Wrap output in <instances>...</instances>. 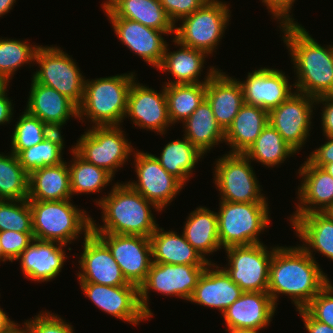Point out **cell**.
I'll use <instances>...</instances> for the list:
<instances>
[{
    "mask_svg": "<svg viewBox=\"0 0 333 333\" xmlns=\"http://www.w3.org/2000/svg\"><path fill=\"white\" fill-rule=\"evenodd\" d=\"M202 157L204 154L186 137H183V140L176 139L167 143L160 156H156L161 166L184 186Z\"/></svg>",
    "mask_w": 333,
    "mask_h": 333,
    "instance_id": "obj_35",
    "label": "cell"
},
{
    "mask_svg": "<svg viewBox=\"0 0 333 333\" xmlns=\"http://www.w3.org/2000/svg\"><path fill=\"white\" fill-rule=\"evenodd\" d=\"M68 162L32 171L28 180V200L57 201L72 198Z\"/></svg>",
    "mask_w": 333,
    "mask_h": 333,
    "instance_id": "obj_31",
    "label": "cell"
},
{
    "mask_svg": "<svg viewBox=\"0 0 333 333\" xmlns=\"http://www.w3.org/2000/svg\"><path fill=\"white\" fill-rule=\"evenodd\" d=\"M324 105L321 113V126L325 136H333V95L316 98V104Z\"/></svg>",
    "mask_w": 333,
    "mask_h": 333,
    "instance_id": "obj_50",
    "label": "cell"
},
{
    "mask_svg": "<svg viewBox=\"0 0 333 333\" xmlns=\"http://www.w3.org/2000/svg\"><path fill=\"white\" fill-rule=\"evenodd\" d=\"M110 193L101 197L96 204L103 213V226L91 219L92 233L141 235L150 238L159 226L151 208L160 211L143 195L133 190L126 182L116 183Z\"/></svg>",
    "mask_w": 333,
    "mask_h": 333,
    "instance_id": "obj_3",
    "label": "cell"
},
{
    "mask_svg": "<svg viewBox=\"0 0 333 333\" xmlns=\"http://www.w3.org/2000/svg\"><path fill=\"white\" fill-rule=\"evenodd\" d=\"M303 319L308 333H333V327L315 320L305 309L296 310Z\"/></svg>",
    "mask_w": 333,
    "mask_h": 333,
    "instance_id": "obj_51",
    "label": "cell"
},
{
    "mask_svg": "<svg viewBox=\"0 0 333 333\" xmlns=\"http://www.w3.org/2000/svg\"><path fill=\"white\" fill-rule=\"evenodd\" d=\"M79 284L85 296L105 313L134 325H138L142 320L149 319L140 306L139 291L136 285Z\"/></svg>",
    "mask_w": 333,
    "mask_h": 333,
    "instance_id": "obj_16",
    "label": "cell"
},
{
    "mask_svg": "<svg viewBox=\"0 0 333 333\" xmlns=\"http://www.w3.org/2000/svg\"><path fill=\"white\" fill-rule=\"evenodd\" d=\"M135 75L132 72L85 80L78 119L82 122L90 119L94 126H120L125 119L128 94Z\"/></svg>",
    "mask_w": 333,
    "mask_h": 333,
    "instance_id": "obj_4",
    "label": "cell"
},
{
    "mask_svg": "<svg viewBox=\"0 0 333 333\" xmlns=\"http://www.w3.org/2000/svg\"><path fill=\"white\" fill-rule=\"evenodd\" d=\"M304 309L315 320L333 327V284L329 282Z\"/></svg>",
    "mask_w": 333,
    "mask_h": 333,
    "instance_id": "obj_44",
    "label": "cell"
},
{
    "mask_svg": "<svg viewBox=\"0 0 333 333\" xmlns=\"http://www.w3.org/2000/svg\"><path fill=\"white\" fill-rule=\"evenodd\" d=\"M152 247V262L167 264H186L194 266H207L209 262L194 249L185 239L174 231H164L157 227L150 236Z\"/></svg>",
    "mask_w": 333,
    "mask_h": 333,
    "instance_id": "obj_30",
    "label": "cell"
},
{
    "mask_svg": "<svg viewBox=\"0 0 333 333\" xmlns=\"http://www.w3.org/2000/svg\"><path fill=\"white\" fill-rule=\"evenodd\" d=\"M267 124V110L244 103L225 131V144L231 148L228 153L244 154Z\"/></svg>",
    "mask_w": 333,
    "mask_h": 333,
    "instance_id": "obj_32",
    "label": "cell"
},
{
    "mask_svg": "<svg viewBox=\"0 0 333 333\" xmlns=\"http://www.w3.org/2000/svg\"><path fill=\"white\" fill-rule=\"evenodd\" d=\"M298 171L302 177L297 192L299 203L291 216L325 212L333 204V177L307 159Z\"/></svg>",
    "mask_w": 333,
    "mask_h": 333,
    "instance_id": "obj_23",
    "label": "cell"
},
{
    "mask_svg": "<svg viewBox=\"0 0 333 333\" xmlns=\"http://www.w3.org/2000/svg\"><path fill=\"white\" fill-rule=\"evenodd\" d=\"M29 174L19 163L17 155L0 154V200L28 198Z\"/></svg>",
    "mask_w": 333,
    "mask_h": 333,
    "instance_id": "obj_40",
    "label": "cell"
},
{
    "mask_svg": "<svg viewBox=\"0 0 333 333\" xmlns=\"http://www.w3.org/2000/svg\"><path fill=\"white\" fill-rule=\"evenodd\" d=\"M175 45L179 47V50L168 52V44L166 46L161 64L156 68L162 72H170L175 80H170L164 84H199L207 83L211 76L218 70L215 67H211L207 72L206 78L199 80L205 64V58L208 55L200 50L183 46L179 44L175 39H172Z\"/></svg>",
    "mask_w": 333,
    "mask_h": 333,
    "instance_id": "obj_27",
    "label": "cell"
},
{
    "mask_svg": "<svg viewBox=\"0 0 333 333\" xmlns=\"http://www.w3.org/2000/svg\"><path fill=\"white\" fill-rule=\"evenodd\" d=\"M61 133V130H53L41 143L22 150L17 155L19 163L28 174L36 169L64 162V138Z\"/></svg>",
    "mask_w": 333,
    "mask_h": 333,
    "instance_id": "obj_38",
    "label": "cell"
},
{
    "mask_svg": "<svg viewBox=\"0 0 333 333\" xmlns=\"http://www.w3.org/2000/svg\"><path fill=\"white\" fill-rule=\"evenodd\" d=\"M16 0H0V17L4 16L9 12V10L13 9V5Z\"/></svg>",
    "mask_w": 333,
    "mask_h": 333,
    "instance_id": "obj_54",
    "label": "cell"
},
{
    "mask_svg": "<svg viewBox=\"0 0 333 333\" xmlns=\"http://www.w3.org/2000/svg\"><path fill=\"white\" fill-rule=\"evenodd\" d=\"M314 255L300 245L278 246L269 265L268 294L277 306L279 294L288 295L296 309H304L329 283Z\"/></svg>",
    "mask_w": 333,
    "mask_h": 333,
    "instance_id": "obj_1",
    "label": "cell"
},
{
    "mask_svg": "<svg viewBox=\"0 0 333 333\" xmlns=\"http://www.w3.org/2000/svg\"><path fill=\"white\" fill-rule=\"evenodd\" d=\"M53 130L26 110L15 124L11 138V152L18 155L22 150L41 143Z\"/></svg>",
    "mask_w": 333,
    "mask_h": 333,
    "instance_id": "obj_42",
    "label": "cell"
},
{
    "mask_svg": "<svg viewBox=\"0 0 333 333\" xmlns=\"http://www.w3.org/2000/svg\"><path fill=\"white\" fill-rule=\"evenodd\" d=\"M205 268L206 266L152 262L145 281L138 288L139 303L144 314L148 318L153 315L148 306L151 289L189 301Z\"/></svg>",
    "mask_w": 333,
    "mask_h": 333,
    "instance_id": "obj_11",
    "label": "cell"
},
{
    "mask_svg": "<svg viewBox=\"0 0 333 333\" xmlns=\"http://www.w3.org/2000/svg\"><path fill=\"white\" fill-rule=\"evenodd\" d=\"M217 70L206 83V100L211 105L217 123L226 131L244 104L238 79Z\"/></svg>",
    "mask_w": 333,
    "mask_h": 333,
    "instance_id": "obj_26",
    "label": "cell"
},
{
    "mask_svg": "<svg viewBox=\"0 0 333 333\" xmlns=\"http://www.w3.org/2000/svg\"><path fill=\"white\" fill-rule=\"evenodd\" d=\"M209 263L198 279L189 302L219 310L221 314L243 293L226 271ZM215 268V270L212 268Z\"/></svg>",
    "mask_w": 333,
    "mask_h": 333,
    "instance_id": "obj_24",
    "label": "cell"
},
{
    "mask_svg": "<svg viewBox=\"0 0 333 333\" xmlns=\"http://www.w3.org/2000/svg\"><path fill=\"white\" fill-rule=\"evenodd\" d=\"M106 16L139 22L149 28L175 33V26L159 0H107L102 4Z\"/></svg>",
    "mask_w": 333,
    "mask_h": 333,
    "instance_id": "obj_28",
    "label": "cell"
},
{
    "mask_svg": "<svg viewBox=\"0 0 333 333\" xmlns=\"http://www.w3.org/2000/svg\"><path fill=\"white\" fill-rule=\"evenodd\" d=\"M333 219V204L325 211Z\"/></svg>",
    "mask_w": 333,
    "mask_h": 333,
    "instance_id": "obj_59",
    "label": "cell"
},
{
    "mask_svg": "<svg viewBox=\"0 0 333 333\" xmlns=\"http://www.w3.org/2000/svg\"><path fill=\"white\" fill-rule=\"evenodd\" d=\"M26 320L31 333H75L71 324L65 322L60 316L45 311Z\"/></svg>",
    "mask_w": 333,
    "mask_h": 333,
    "instance_id": "obj_46",
    "label": "cell"
},
{
    "mask_svg": "<svg viewBox=\"0 0 333 333\" xmlns=\"http://www.w3.org/2000/svg\"><path fill=\"white\" fill-rule=\"evenodd\" d=\"M314 105L315 98L294 91L288 99L268 112V122L297 153L310 136Z\"/></svg>",
    "mask_w": 333,
    "mask_h": 333,
    "instance_id": "obj_14",
    "label": "cell"
},
{
    "mask_svg": "<svg viewBox=\"0 0 333 333\" xmlns=\"http://www.w3.org/2000/svg\"><path fill=\"white\" fill-rule=\"evenodd\" d=\"M0 261L3 262V251H2V247H1V242H0Z\"/></svg>",
    "mask_w": 333,
    "mask_h": 333,
    "instance_id": "obj_60",
    "label": "cell"
},
{
    "mask_svg": "<svg viewBox=\"0 0 333 333\" xmlns=\"http://www.w3.org/2000/svg\"><path fill=\"white\" fill-rule=\"evenodd\" d=\"M289 76L281 70L262 67L249 72L246 80L239 81L242 90L244 103L259 106L268 112L278 107L294 92L290 85Z\"/></svg>",
    "mask_w": 333,
    "mask_h": 333,
    "instance_id": "obj_19",
    "label": "cell"
},
{
    "mask_svg": "<svg viewBox=\"0 0 333 333\" xmlns=\"http://www.w3.org/2000/svg\"><path fill=\"white\" fill-rule=\"evenodd\" d=\"M32 213L33 237L36 240L71 244L83 232H91V216L70 201L28 200Z\"/></svg>",
    "mask_w": 333,
    "mask_h": 333,
    "instance_id": "obj_5",
    "label": "cell"
},
{
    "mask_svg": "<svg viewBox=\"0 0 333 333\" xmlns=\"http://www.w3.org/2000/svg\"><path fill=\"white\" fill-rule=\"evenodd\" d=\"M182 234L194 249L209 263L206 255L222 249L218 235V216L207 207L199 206L184 223Z\"/></svg>",
    "mask_w": 333,
    "mask_h": 333,
    "instance_id": "obj_33",
    "label": "cell"
},
{
    "mask_svg": "<svg viewBox=\"0 0 333 333\" xmlns=\"http://www.w3.org/2000/svg\"><path fill=\"white\" fill-rule=\"evenodd\" d=\"M322 168L333 177V163L325 164Z\"/></svg>",
    "mask_w": 333,
    "mask_h": 333,
    "instance_id": "obj_57",
    "label": "cell"
},
{
    "mask_svg": "<svg viewBox=\"0 0 333 333\" xmlns=\"http://www.w3.org/2000/svg\"><path fill=\"white\" fill-rule=\"evenodd\" d=\"M66 245L34 239L16 259L25 276L37 282H47L58 276L66 262Z\"/></svg>",
    "mask_w": 333,
    "mask_h": 333,
    "instance_id": "obj_25",
    "label": "cell"
},
{
    "mask_svg": "<svg viewBox=\"0 0 333 333\" xmlns=\"http://www.w3.org/2000/svg\"><path fill=\"white\" fill-rule=\"evenodd\" d=\"M133 154L138 182L126 183L163 211L184 185L161 166L155 155L138 150Z\"/></svg>",
    "mask_w": 333,
    "mask_h": 333,
    "instance_id": "obj_13",
    "label": "cell"
},
{
    "mask_svg": "<svg viewBox=\"0 0 333 333\" xmlns=\"http://www.w3.org/2000/svg\"><path fill=\"white\" fill-rule=\"evenodd\" d=\"M218 235L221 248L262 243L260 233L269 227L268 203L220 201Z\"/></svg>",
    "mask_w": 333,
    "mask_h": 333,
    "instance_id": "obj_6",
    "label": "cell"
},
{
    "mask_svg": "<svg viewBox=\"0 0 333 333\" xmlns=\"http://www.w3.org/2000/svg\"><path fill=\"white\" fill-rule=\"evenodd\" d=\"M39 45L14 39L0 38V75L8 82L15 71L22 65L34 63V57Z\"/></svg>",
    "mask_w": 333,
    "mask_h": 333,
    "instance_id": "obj_41",
    "label": "cell"
},
{
    "mask_svg": "<svg viewBox=\"0 0 333 333\" xmlns=\"http://www.w3.org/2000/svg\"><path fill=\"white\" fill-rule=\"evenodd\" d=\"M291 224L296 235L298 234L297 236L303 241L301 247L311 257L316 250L333 260V219L328 214L315 212L290 216Z\"/></svg>",
    "mask_w": 333,
    "mask_h": 333,
    "instance_id": "obj_29",
    "label": "cell"
},
{
    "mask_svg": "<svg viewBox=\"0 0 333 333\" xmlns=\"http://www.w3.org/2000/svg\"><path fill=\"white\" fill-rule=\"evenodd\" d=\"M186 137L203 154L225 142V131L217 123L211 105L205 99L183 122ZM219 142V143H218Z\"/></svg>",
    "mask_w": 333,
    "mask_h": 333,
    "instance_id": "obj_34",
    "label": "cell"
},
{
    "mask_svg": "<svg viewBox=\"0 0 333 333\" xmlns=\"http://www.w3.org/2000/svg\"><path fill=\"white\" fill-rule=\"evenodd\" d=\"M170 20L175 25L182 18L201 8L209 0H159Z\"/></svg>",
    "mask_w": 333,
    "mask_h": 333,
    "instance_id": "obj_47",
    "label": "cell"
},
{
    "mask_svg": "<svg viewBox=\"0 0 333 333\" xmlns=\"http://www.w3.org/2000/svg\"><path fill=\"white\" fill-rule=\"evenodd\" d=\"M112 23L114 33L122 44L142 58L149 65L157 68L163 59L167 46L164 31L155 30L143 24L117 16H107Z\"/></svg>",
    "mask_w": 333,
    "mask_h": 333,
    "instance_id": "obj_21",
    "label": "cell"
},
{
    "mask_svg": "<svg viewBox=\"0 0 333 333\" xmlns=\"http://www.w3.org/2000/svg\"><path fill=\"white\" fill-rule=\"evenodd\" d=\"M7 92L5 91L0 95V125L12 122L13 108L12 101L7 97Z\"/></svg>",
    "mask_w": 333,
    "mask_h": 333,
    "instance_id": "obj_52",
    "label": "cell"
},
{
    "mask_svg": "<svg viewBox=\"0 0 333 333\" xmlns=\"http://www.w3.org/2000/svg\"><path fill=\"white\" fill-rule=\"evenodd\" d=\"M33 232L28 199L0 200V232Z\"/></svg>",
    "mask_w": 333,
    "mask_h": 333,
    "instance_id": "obj_43",
    "label": "cell"
},
{
    "mask_svg": "<svg viewBox=\"0 0 333 333\" xmlns=\"http://www.w3.org/2000/svg\"><path fill=\"white\" fill-rule=\"evenodd\" d=\"M15 324L0 307V333H5Z\"/></svg>",
    "mask_w": 333,
    "mask_h": 333,
    "instance_id": "obj_53",
    "label": "cell"
},
{
    "mask_svg": "<svg viewBox=\"0 0 333 333\" xmlns=\"http://www.w3.org/2000/svg\"><path fill=\"white\" fill-rule=\"evenodd\" d=\"M23 327H19L20 324L15 323L8 331H6L5 333H31L29 326L24 322L23 323Z\"/></svg>",
    "mask_w": 333,
    "mask_h": 333,
    "instance_id": "obj_55",
    "label": "cell"
},
{
    "mask_svg": "<svg viewBox=\"0 0 333 333\" xmlns=\"http://www.w3.org/2000/svg\"><path fill=\"white\" fill-rule=\"evenodd\" d=\"M326 141L319 148L309 154L307 160L316 166L323 167L333 163V136H326Z\"/></svg>",
    "mask_w": 333,
    "mask_h": 333,
    "instance_id": "obj_49",
    "label": "cell"
},
{
    "mask_svg": "<svg viewBox=\"0 0 333 333\" xmlns=\"http://www.w3.org/2000/svg\"><path fill=\"white\" fill-rule=\"evenodd\" d=\"M227 3L209 0L189 16L182 18V25L175 26L174 39L183 46L205 52L208 56L217 49L229 24L231 14Z\"/></svg>",
    "mask_w": 333,
    "mask_h": 333,
    "instance_id": "obj_7",
    "label": "cell"
},
{
    "mask_svg": "<svg viewBox=\"0 0 333 333\" xmlns=\"http://www.w3.org/2000/svg\"><path fill=\"white\" fill-rule=\"evenodd\" d=\"M214 183L220 191V201L268 203L258 184L249 160L242 153H226L216 159Z\"/></svg>",
    "mask_w": 333,
    "mask_h": 333,
    "instance_id": "obj_10",
    "label": "cell"
},
{
    "mask_svg": "<svg viewBox=\"0 0 333 333\" xmlns=\"http://www.w3.org/2000/svg\"><path fill=\"white\" fill-rule=\"evenodd\" d=\"M294 153L296 154V151L282 139L278 131L268 122L244 155L249 160L273 168L284 163L286 158Z\"/></svg>",
    "mask_w": 333,
    "mask_h": 333,
    "instance_id": "obj_36",
    "label": "cell"
},
{
    "mask_svg": "<svg viewBox=\"0 0 333 333\" xmlns=\"http://www.w3.org/2000/svg\"><path fill=\"white\" fill-rule=\"evenodd\" d=\"M34 62L39 65V69L32 74L35 82L54 88L77 106L81 104L85 77L70 55L59 47L39 45Z\"/></svg>",
    "mask_w": 333,
    "mask_h": 333,
    "instance_id": "obj_9",
    "label": "cell"
},
{
    "mask_svg": "<svg viewBox=\"0 0 333 333\" xmlns=\"http://www.w3.org/2000/svg\"><path fill=\"white\" fill-rule=\"evenodd\" d=\"M9 82L0 75V95L3 94L5 91H8Z\"/></svg>",
    "mask_w": 333,
    "mask_h": 333,
    "instance_id": "obj_56",
    "label": "cell"
},
{
    "mask_svg": "<svg viewBox=\"0 0 333 333\" xmlns=\"http://www.w3.org/2000/svg\"><path fill=\"white\" fill-rule=\"evenodd\" d=\"M263 243L225 248L228 266L222 267L243 292H267L274 250Z\"/></svg>",
    "mask_w": 333,
    "mask_h": 333,
    "instance_id": "obj_12",
    "label": "cell"
},
{
    "mask_svg": "<svg viewBox=\"0 0 333 333\" xmlns=\"http://www.w3.org/2000/svg\"><path fill=\"white\" fill-rule=\"evenodd\" d=\"M276 311L268 292H243L223 313L225 331H260L267 328Z\"/></svg>",
    "mask_w": 333,
    "mask_h": 333,
    "instance_id": "obj_20",
    "label": "cell"
},
{
    "mask_svg": "<svg viewBox=\"0 0 333 333\" xmlns=\"http://www.w3.org/2000/svg\"><path fill=\"white\" fill-rule=\"evenodd\" d=\"M77 273L79 283L125 286L129 283L109 248L92 232L84 235L83 253Z\"/></svg>",
    "mask_w": 333,
    "mask_h": 333,
    "instance_id": "obj_17",
    "label": "cell"
},
{
    "mask_svg": "<svg viewBox=\"0 0 333 333\" xmlns=\"http://www.w3.org/2000/svg\"><path fill=\"white\" fill-rule=\"evenodd\" d=\"M135 81L137 80H133L129 90L125 117H130L135 126L142 129L165 134L166 129L172 126L168 115L165 84L158 93L155 89Z\"/></svg>",
    "mask_w": 333,
    "mask_h": 333,
    "instance_id": "obj_18",
    "label": "cell"
},
{
    "mask_svg": "<svg viewBox=\"0 0 333 333\" xmlns=\"http://www.w3.org/2000/svg\"><path fill=\"white\" fill-rule=\"evenodd\" d=\"M228 333H259V331H244V330H235V331H227Z\"/></svg>",
    "mask_w": 333,
    "mask_h": 333,
    "instance_id": "obj_58",
    "label": "cell"
},
{
    "mask_svg": "<svg viewBox=\"0 0 333 333\" xmlns=\"http://www.w3.org/2000/svg\"><path fill=\"white\" fill-rule=\"evenodd\" d=\"M279 27L296 71L295 91L315 99L333 95V46L318 44L298 22Z\"/></svg>",
    "mask_w": 333,
    "mask_h": 333,
    "instance_id": "obj_2",
    "label": "cell"
},
{
    "mask_svg": "<svg viewBox=\"0 0 333 333\" xmlns=\"http://www.w3.org/2000/svg\"><path fill=\"white\" fill-rule=\"evenodd\" d=\"M94 234L109 248L126 280L139 288L152 264L150 238L128 234Z\"/></svg>",
    "mask_w": 333,
    "mask_h": 333,
    "instance_id": "obj_15",
    "label": "cell"
},
{
    "mask_svg": "<svg viewBox=\"0 0 333 333\" xmlns=\"http://www.w3.org/2000/svg\"><path fill=\"white\" fill-rule=\"evenodd\" d=\"M121 126H93L80 136L72 149L85 161L105 169L113 177L135 149Z\"/></svg>",
    "mask_w": 333,
    "mask_h": 333,
    "instance_id": "obj_8",
    "label": "cell"
},
{
    "mask_svg": "<svg viewBox=\"0 0 333 333\" xmlns=\"http://www.w3.org/2000/svg\"><path fill=\"white\" fill-rule=\"evenodd\" d=\"M33 232H0V242L3 251V262L14 260L32 243Z\"/></svg>",
    "mask_w": 333,
    "mask_h": 333,
    "instance_id": "obj_45",
    "label": "cell"
},
{
    "mask_svg": "<svg viewBox=\"0 0 333 333\" xmlns=\"http://www.w3.org/2000/svg\"><path fill=\"white\" fill-rule=\"evenodd\" d=\"M26 111L39 118L52 130H62L71 117L78 118V106L54 88L31 79Z\"/></svg>",
    "mask_w": 333,
    "mask_h": 333,
    "instance_id": "obj_22",
    "label": "cell"
},
{
    "mask_svg": "<svg viewBox=\"0 0 333 333\" xmlns=\"http://www.w3.org/2000/svg\"><path fill=\"white\" fill-rule=\"evenodd\" d=\"M296 0H262V3L267 7L273 15V19H277L279 23H290L294 21L293 15H290L292 6ZM279 19V20H278Z\"/></svg>",
    "mask_w": 333,
    "mask_h": 333,
    "instance_id": "obj_48",
    "label": "cell"
},
{
    "mask_svg": "<svg viewBox=\"0 0 333 333\" xmlns=\"http://www.w3.org/2000/svg\"><path fill=\"white\" fill-rule=\"evenodd\" d=\"M71 150L74 159L71 164L68 163V168L73 195L99 193L104 186L106 187L112 182L113 176L105 169L85 161L72 148Z\"/></svg>",
    "mask_w": 333,
    "mask_h": 333,
    "instance_id": "obj_39",
    "label": "cell"
},
{
    "mask_svg": "<svg viewBox=\"0 0 333 333\" xmlns=\"http://www.w3.org/2000/svg\"><path fill=\"white\" fill-rule=\"evenodd\" d=\"M165 95L171 123H183L206 99V83L166 84Z\"/></svg>",
    "mask_w": 333,
    "mask_h": 333,
    "instance_id": "obj_37",
    "label": "cell"
}]
</instances>
